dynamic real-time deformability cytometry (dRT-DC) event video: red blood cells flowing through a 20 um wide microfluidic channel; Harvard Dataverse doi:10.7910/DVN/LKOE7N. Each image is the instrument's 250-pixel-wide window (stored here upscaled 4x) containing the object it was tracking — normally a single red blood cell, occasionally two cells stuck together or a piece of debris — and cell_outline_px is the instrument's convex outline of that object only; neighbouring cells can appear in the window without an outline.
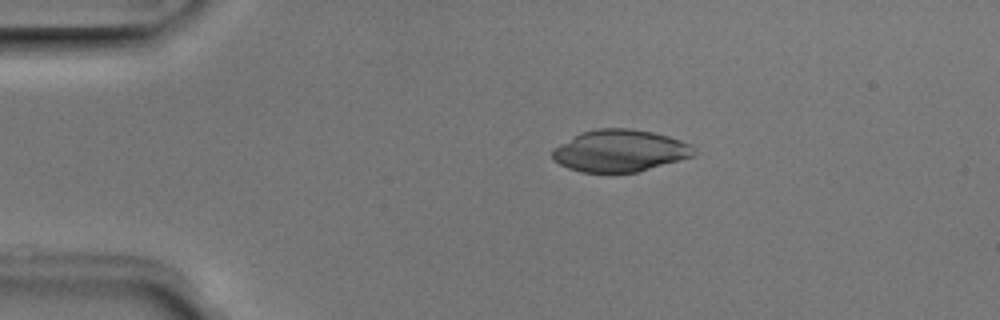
{"species": "Egyptian fruit bat (a non-hibernating species)", "species_latin": "Rousettus aegyptiacus", "temperature_condition": "room temperature", "stored_images_in_passage": 50, "camera_frame_rate_fps": 3000, "um_per_image_px": 0.085, "animal": {"sex": "male"}, "frame": {"image": 1, "passage_image": 10, "time_ms": 3.0, "image_size_px": [1000, 320], "cell_outline_px": [[696, 156], [636, 172], [580, 172], [568, 168], [552, 160], [552, 148], [572, 136], [580, 132], [596, 128], [628, 128], [652, 132], [668, 136], [692, 144], [696, 152]], "centroid_in_image_um": [52.68, 12.81], "position_along_channel_um": 32.3, "area_um2": 34.91}}